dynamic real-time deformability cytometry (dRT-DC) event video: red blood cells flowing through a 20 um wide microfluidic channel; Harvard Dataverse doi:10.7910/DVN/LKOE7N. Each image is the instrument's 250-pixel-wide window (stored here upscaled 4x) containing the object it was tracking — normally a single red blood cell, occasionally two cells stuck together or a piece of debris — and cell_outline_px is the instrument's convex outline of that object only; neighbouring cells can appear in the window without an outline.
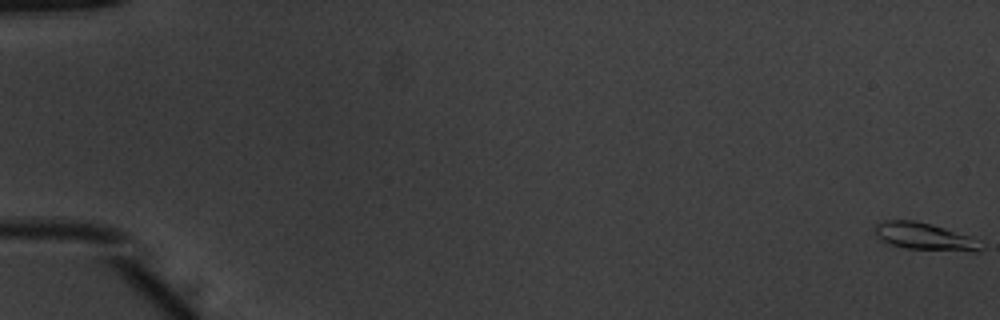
{"species": "common noctule bat (a hibernating species)", "species_latin": "Nyctalus noctula", "temperature_condition": "warm", "stored_images_in_passage": 17, "camera_frame_rate_fps": 3000, "um_per_image_px": 0.085, "animal": {"sex": "male", "body_mass_g": 20.1, "forearm_length_mm": 53.5}, "frame": {"image": 1, "passage_image": 1, "time_ms": 0.0, "image_size_px": [1000, 320], "cell_outline_px": [[984, 248], [976, 252], [972, 252], [908, 248], [892, 244], [880, 240], [872, 228], [876, 224], [884, 220], [912, 220], [932, 224], [968, 236]], "centroid_in_image_um": [78.52, 20.09], "position_along_channel_um": 6.5, "area_um2": 16.53}}